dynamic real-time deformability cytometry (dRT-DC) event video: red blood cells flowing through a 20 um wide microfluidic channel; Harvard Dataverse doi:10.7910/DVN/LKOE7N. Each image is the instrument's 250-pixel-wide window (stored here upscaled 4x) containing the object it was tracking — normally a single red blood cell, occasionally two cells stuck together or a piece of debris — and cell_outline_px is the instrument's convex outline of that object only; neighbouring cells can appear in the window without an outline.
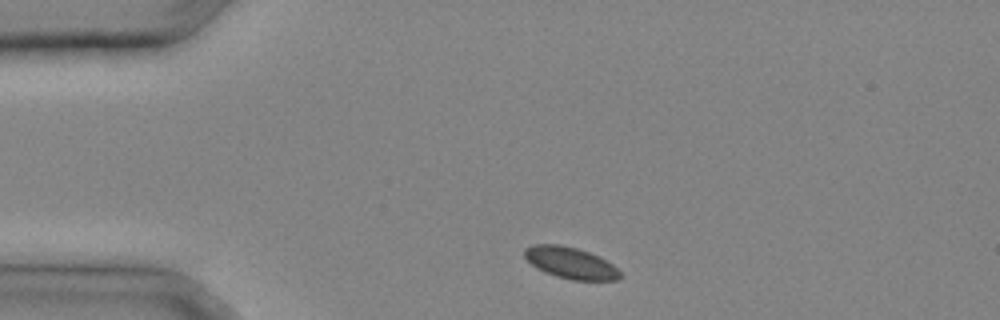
{"species": "common noctule bat (a hibernating species)", "species_latin": "Nyctalus noctula", "temperature_condition": "cold", "stored_images_in_passage": 26, "camera_frame_rate_fps": 3000, "um_per_image_px": 0.085, "animal": {"sex": "male", "body_mass_g": 20.4}, "frame": {"image": 1, "passage_image": 1, "time_ms": 0.0, "image_size_px": [1000, 320], "cell_outline_px": [[624, 276], [616, 280], [572, 280], [556, 276], [544, 272], [536, 268], [524, 256], [524, 248], [532, 244], [560, 244], [576, 248], [600, 256], [612, 264]], "centroid_in_image_um": [48.49, 22.34], "position_along_channel_um": 36.5, "area_um2": 17.63}}
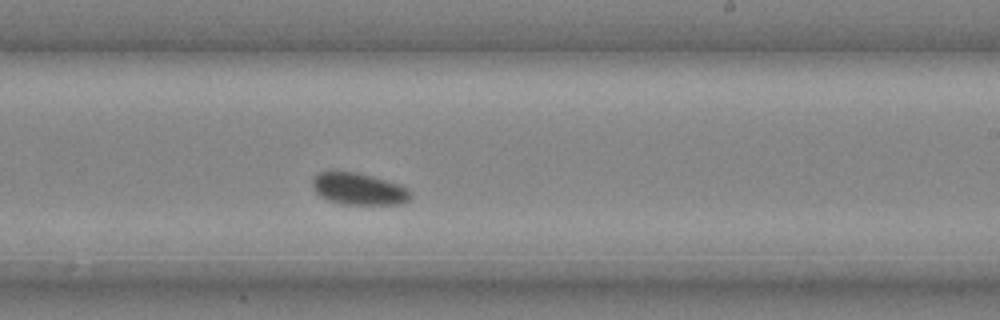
{"frame": {"image": 2, "passage_image": 14, "time_ms": 4.333, "image_size_px": [1000, 320], "cell_outline_px": [[412, 196], [404, 204], [340, 204], [328, 200], [320, 196], [312, 188], [312, 180], [316, 172], [356, 172], [372, 176], [408, 188], [412, 192]], "centroid_in_image_um": [30.48, 16.07], "position_along_channel_um": 258.5, "area_um2": 18.21}}
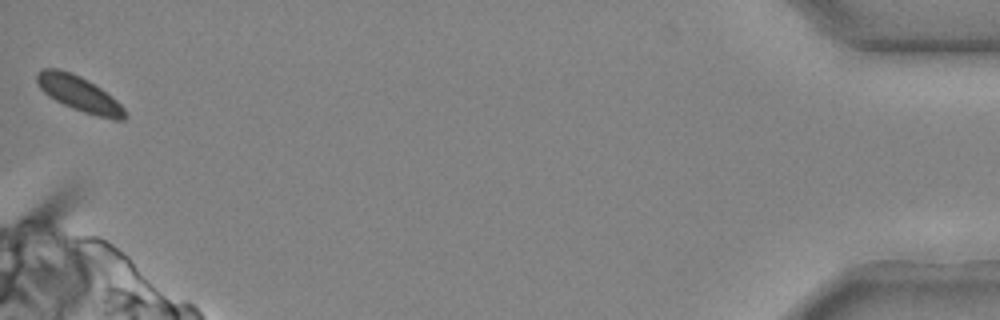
{"frame": {"image": 3, "passage_image": 26, "time_ms": 8.333, "image_size_px": [1000, 320], "cell_outline_px": [[128, 116], [124, 120], [112, 120], [96, 116], [72, 108], [48, 96], [40, 88], [36, 80], [36, 76], [44, 68], [56, 68], [80, 76], [100, 88], [116, 100], [124, 108]], "centroid_in_image_um": [6.76, 8.0], "position_along_channel_um": 428.4, "area_um2": 17.8}}